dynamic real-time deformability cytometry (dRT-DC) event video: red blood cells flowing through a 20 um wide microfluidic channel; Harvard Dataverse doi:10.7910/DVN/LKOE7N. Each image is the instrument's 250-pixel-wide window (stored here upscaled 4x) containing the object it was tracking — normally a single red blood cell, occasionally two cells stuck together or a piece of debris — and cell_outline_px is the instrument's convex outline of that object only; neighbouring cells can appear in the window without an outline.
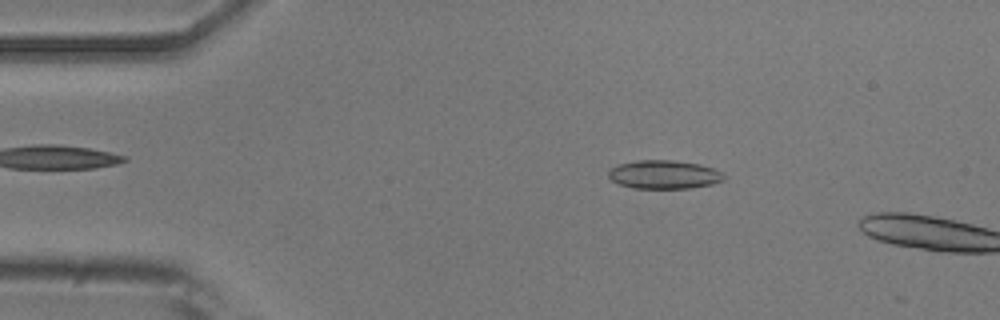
{"species": "common noctule bat (a hibernating species)", "species_latin": "Nyctalus noctula", "temperature_condition": "room temperature", "stored_images_in_passage": 10, "camera_frame_rate_fps": 3000, "um_per_image_px": 0.085, "animal": {"sex": "male", "body_mass_g": 20.5, "forearm_length_mm": 52.5}, "frame": {"image": 1, "passage_image": 8, "time_ms": 2.333, "image_size_px": [1000, 320], "cell_outline_px": [[724, 180], [712, 184], [688, 188], [632, 188], [616, 184], [608, 176], [608, 172], [616, 164], [636, 160], [672, 160], [700, 164], [712, 168], [720, 172], [724, 176]], "centroid_in_image_um": [56.39, 14.83], "position_along_channel_um": 28.6, "area_um2": 19.25}}